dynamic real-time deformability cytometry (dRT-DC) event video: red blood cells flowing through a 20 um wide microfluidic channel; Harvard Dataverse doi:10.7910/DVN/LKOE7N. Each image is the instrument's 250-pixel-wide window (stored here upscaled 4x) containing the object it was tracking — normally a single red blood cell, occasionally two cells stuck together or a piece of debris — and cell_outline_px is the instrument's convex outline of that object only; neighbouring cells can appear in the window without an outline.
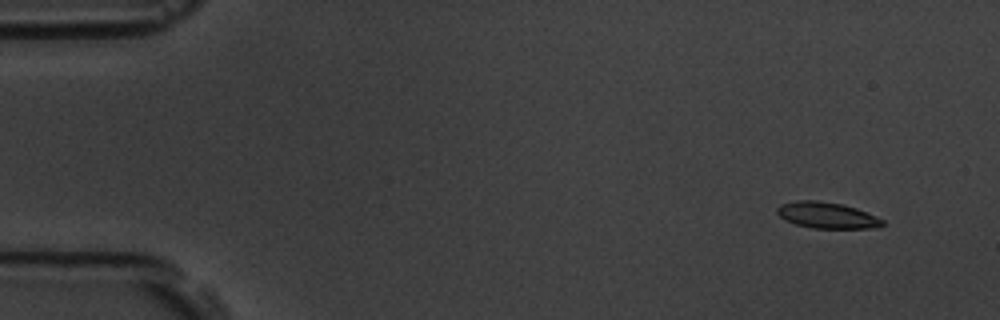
{"species": "common noctule bat (a hibernating species)", "species_latin": "Nyctalus noctula", "temperature_condition": "room temperature", "stored_images_in_passage": 6, "camera_frame_rate_fps": 3000, "um_per_image_px": 0.085, "animal": {"sex": "male", "body_mass_g": 19.5, "forearm_length_mm": 54.6}, "frame": {"image": 1, "passage_image": 2, "time_ms": 0.333, "image_size_px": [1000, 320], "cell_outline_px": [[884, 224], [880, 228], [812, 228], [796, 224], [784, 220], [776, 212], [776, 208], [780, 204], [796, 200], [816, 200], [844, 204], [856, 208], [876, 216], [884, 220]], "centroid_in_image_um": [70.29, 18.29], "position_along_channel_um": 14.7, "area_um2": 16.24}}
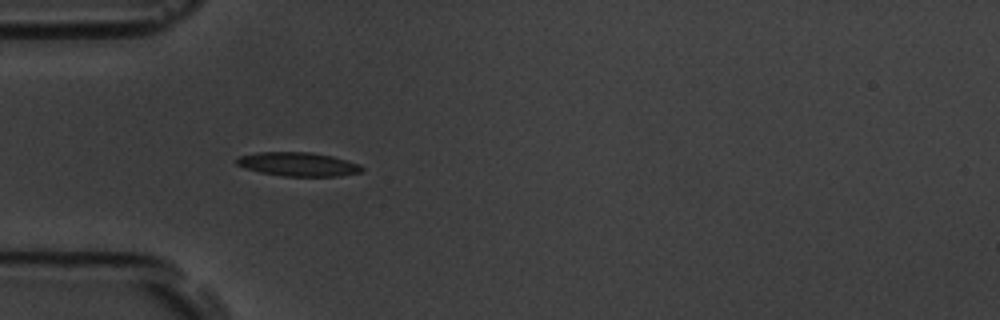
{"frame": {"image": 2, "passage_image": 5, "time_ms": 1.333, "image_size_px": [1000, 320], "cell_outline_px": [[364, 168], [360, 172], [340, 176], [284, 176], [260, 172], [244, 168], [236, 164], [236, 156], [256, 152], [312, 152], [332, 156], [360, 164]], "centroid_in_image_um": [25.3, 13.95], "position_along_channel_um": 59.7, "area_um2": 17.51}}
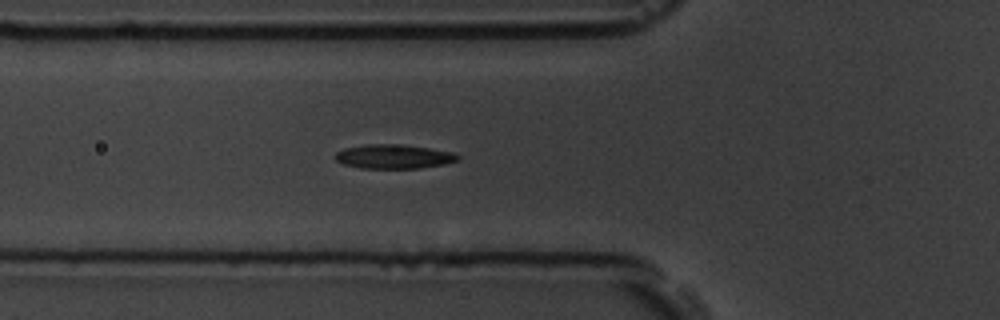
{"frame": {"image": 3, "passage_image": 6, "time_ms": 1.667, "image_size_px": [1000, 320], "cell_outline_px": [[460, 156], [456, 160], [444, 164], [420, 168], [360, 168], [344, 164], [336, 160], [336, 152], [344, 148], [364, 144], [404, 144], [456, 152]], "centroid_in_image_um": [33.48, 13.29], "position_along_channel_um": 92.3, "area_um2": 17.34}}